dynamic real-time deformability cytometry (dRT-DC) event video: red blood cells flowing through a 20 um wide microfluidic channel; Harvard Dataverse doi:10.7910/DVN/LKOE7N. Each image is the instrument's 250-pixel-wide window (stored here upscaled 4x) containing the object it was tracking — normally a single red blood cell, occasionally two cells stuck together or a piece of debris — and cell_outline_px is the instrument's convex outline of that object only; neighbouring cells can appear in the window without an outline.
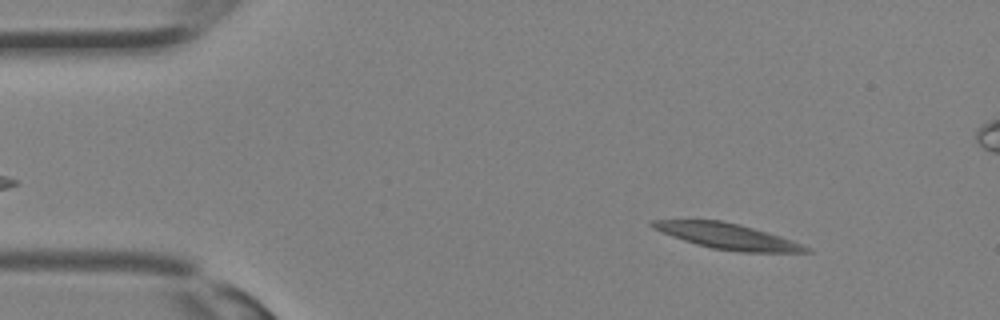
{"species": "Egyptian fruit bat (a non-hibernating species)", "species_latin": "Rousettus aegyptiacus", "temperature_condition": "room temperature", "stored_images_in_passage": 33, "camera_frame_rate_fps": 3000, "um_per_image_px": 0.085, "animal": {"sex": "female"}, "frame": {"image": 1, "passage_image": 4, "time_ms": 1.0, "image_size_px": [1000, 320], "cell_outline_px": [[812, 252], [740, 252], [712, 248], [696, 244], [660, 232], [652, 228], [648, 224], [652, 220], [720, 220], [740, 224], [768, 232], [792, 240], [812, 248]], "centroid_in_image_um": [61.84, 20.08], "position_along_channel_um": 23.2, "area_um2": 22.95}}
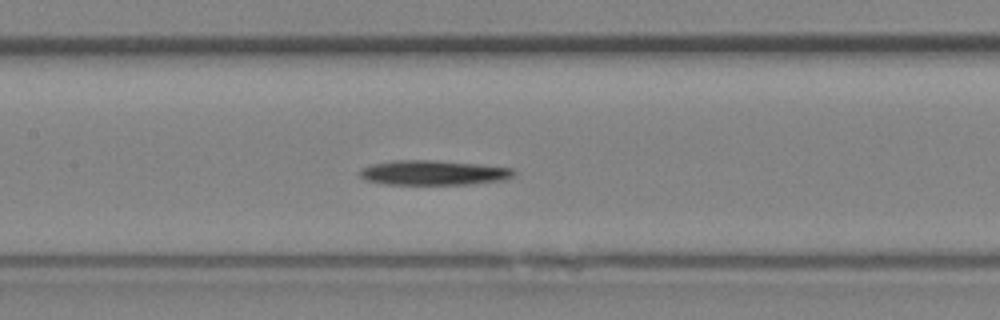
{"frame": {"image": 2, "passage_image": 15, "time_ms": 4.667, "image_size_px": [1000, 320], "cell_outline_px": [[516, 172], [512, 176], [504, 180], [468, 184], [384, 184], [368, 180], [360, 176], [360, 168], [372, 164], [392, 160], [432, 160], [476, 164], [512, 168]], "centroid_in_image_um": [36.82, 14.67], "position_along_channel_um": 170.6, "area_um2": 22.02}}
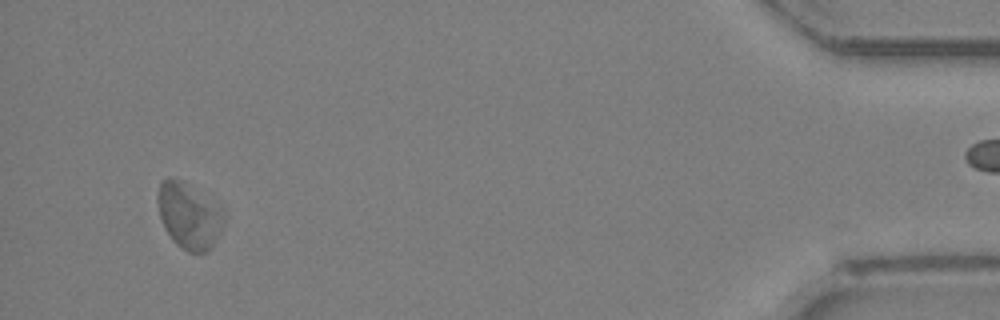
{"frame": {"image": 3, "passage_image": 31, "time_ms": 10.0, "image_size_px": [1000, 320], "cell_outline_px": [[224, 224], [212, 248], [208, 252], [188, 252], [176, 244], [172, 240], [164, 228], [160, 216], [156, 200], [156, 196], [160, 180], [168, 176], [172, 176], [180, 180], [224, 216]], "centroid_in_image_um": [15.96, 18.39], "position_along_channel_um": 419.2, "area_um2": 24.51}}